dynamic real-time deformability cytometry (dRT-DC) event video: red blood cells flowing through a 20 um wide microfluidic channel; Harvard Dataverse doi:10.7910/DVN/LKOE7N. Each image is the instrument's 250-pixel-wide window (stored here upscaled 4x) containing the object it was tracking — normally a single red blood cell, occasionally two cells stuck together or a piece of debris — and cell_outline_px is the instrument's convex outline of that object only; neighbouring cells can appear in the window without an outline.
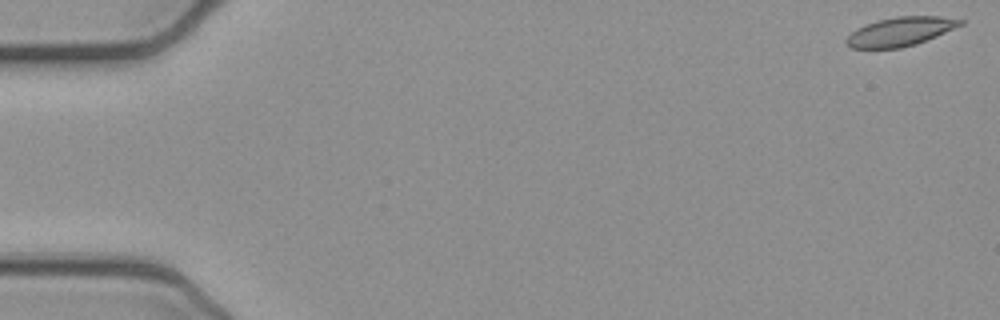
{"species": "common noctule bat (a hibernating species)", "species_latin": "Nyctalus noctula", "temperature_condition": "cold", "stored_images_in_passage": 53, "camera_frame_rate_fps": 3000, "um_per_image_px": 0.085, "animal": {"sex": "female", "body_mass_g": 21.9}, "frame": {"image": 1, "passage_image": 1, "time_ms": 0.0, "image_size_px": [1000, 320], "cell_outline_px": [[964, 24], [936, 36], [916, 44], [900, 48], [852, 48], [844, 44], [844, 40], [856, 28], [876, 20], [896, 16], [940, 16], [964, 20]], "centroid_in_image_um": [76.5, 2.68], "position_along_channel_um": 8.5, "area_um2": 19.25}}
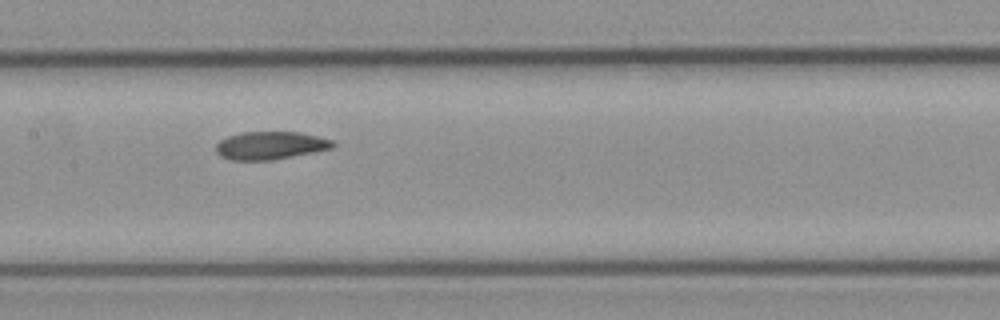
{"frame": {"image": 2, "passage_image": 26, "time_ms": 8.333, "image_size_px": [1000, 320], "cell_outline_px": [[336, 144], [332, 148], [272, 160], [228, 160], [220, 156], [216, 152], [216, 144], [220, 140], [228, 136], [244, 132], [300, 132], [332, 140]], "centroid_in_image_um": [22.94, 12.37], "position_along_channel_um": 184.5, "area_um2": 18.9}}
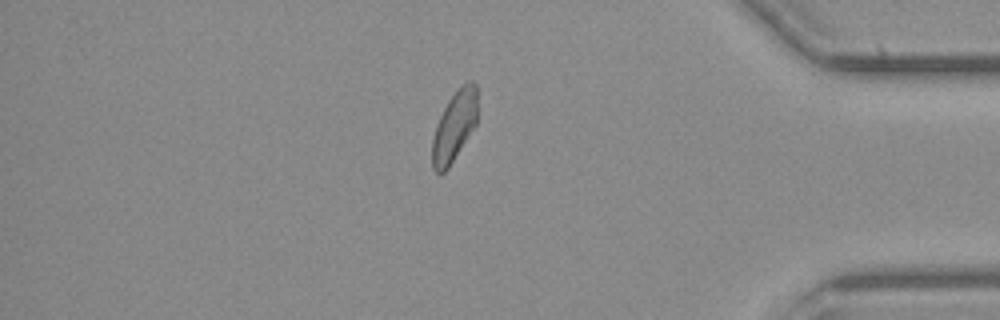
{"frame": {"image": 3, "passage_image": 45, "time_ms": 14.667, "image_size_px": [1000, 320], "cell_outline_px": [[476, 124], [448, 168], [444, 172], [436, 172], [432, 168], [432, 140], [436, 124], [448, 100], [460, 84], [468, 80], [472, 80], [476, 84]], "centroid_in_image_um": [38.61, 10.7], "position_along_channel_um": 396.6, "area_um2": 18.38}, "authors_computed_cell_mechanics": {"area_um2": 19.7098, "velocity_mm_per_s": 3.8674, "shape_relaxation_time_tau1_ms": null, "shape_relaxation_time_tau2_ms": 6.2482, "deformation_change_tau1": null, "deformation_change_tau2": 0.0944}}